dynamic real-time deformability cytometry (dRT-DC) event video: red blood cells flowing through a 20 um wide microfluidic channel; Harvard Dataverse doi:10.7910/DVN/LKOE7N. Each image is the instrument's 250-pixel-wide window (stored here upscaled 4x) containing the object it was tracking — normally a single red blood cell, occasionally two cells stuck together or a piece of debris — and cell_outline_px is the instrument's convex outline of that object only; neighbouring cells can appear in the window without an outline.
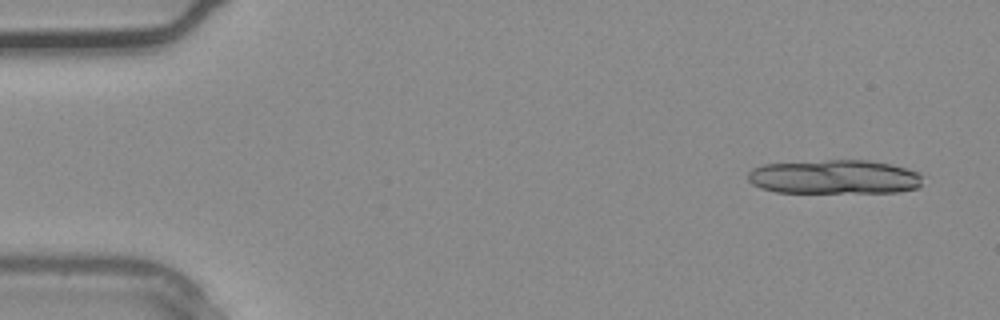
{"species": "common noctule bat (a hibernating species)", "species_latin": "Nyctalus noctula", "temperature_condition": "warm", "stored_images_in_passage": 17, "camera_frame_rate_fps": 3000, "um_per_image_px": 0.085, "animal": {"sex": "male", "body_mass_g": 20.4}, "frame": {"image": 1, "passage_image": 2, "time_ms": 0.333, "image_size_px": [1000, 320], "cell_outline_px": [[924, 176], [920, 184], [916, 188], [900, 192], [776, 192], [760, 188], [752, 184], [748, 180], [748, 172], [752, 168], [764, 164], [828, 160], [868, 160], [892, 164], [920, 172]], "centroid_in_image_um": [70.94, 15.04], "position_along_channel_um": 14.1, "area_um2": 34.97}}
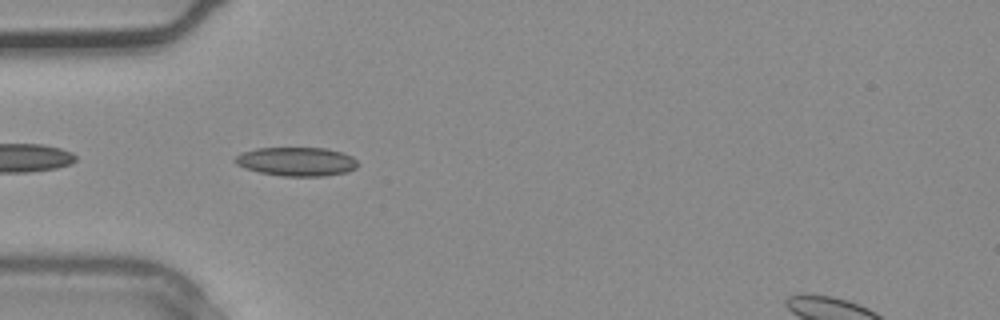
{"frame": {"image": 2, "passage_image": 11, "time_ms": 3.333, "image_size_px": [1000, 320], "cell_outline_px": [[360, 164], [356, 168], [348, 172], [324, 176], [284, 176], [260, 172], [244, 168], [236, 164], [236, 156], [240, 152], [256, 148], [328, 148], [344, 152], [352, 156]], "centroid_in_image_um": [25.25, 13.73], "position_along_channel_um": 59.7, "area_um2": 20.81}}
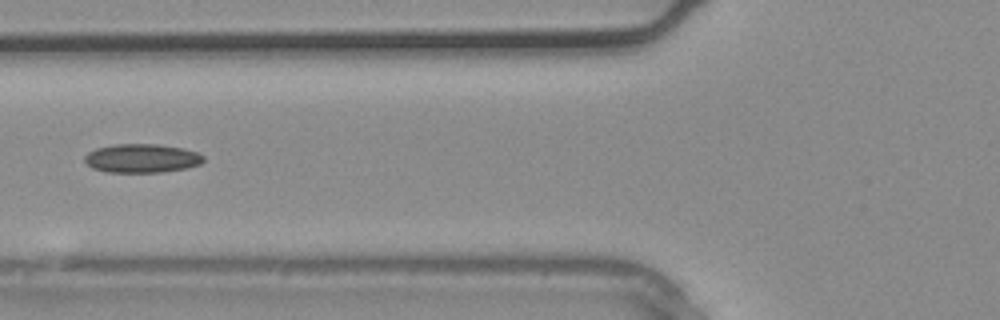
{"frame": {"image": 3, "passage_image": 14, "time_ms": 4.333, "image_size_px": [1000, 320], "cell_outline_px": [[204, 160], [200, 164], [184, 168], [160, 172], [104, 172], [92, 168], [84, 160], [84, 156], [88, 152], [96, 148], [116, 144], [160, 144], [184, 148], [196, 152], [204, 156]], "centroid_in_image_um": [12.03, 13.45], "position_along_channel_um": 113.8, "area_um2": 19.94}}